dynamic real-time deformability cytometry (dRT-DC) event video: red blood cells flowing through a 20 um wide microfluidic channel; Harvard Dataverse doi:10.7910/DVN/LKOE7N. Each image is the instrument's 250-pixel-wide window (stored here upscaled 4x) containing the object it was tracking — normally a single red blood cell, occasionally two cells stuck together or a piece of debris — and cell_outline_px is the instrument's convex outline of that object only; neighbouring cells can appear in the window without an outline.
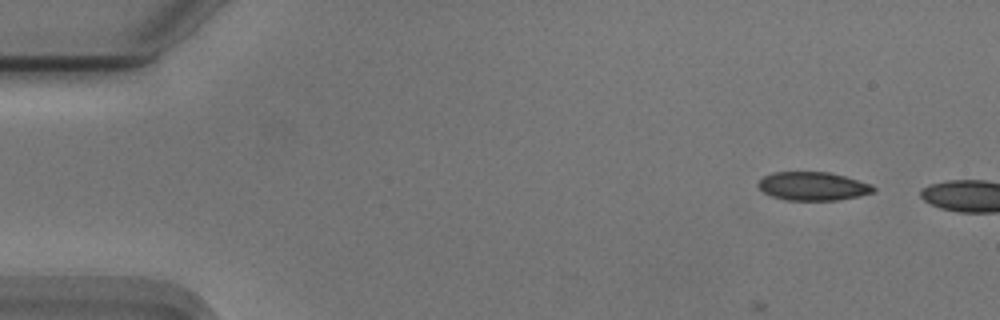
{"species": "Egyptian fruit bat (a non-hibernating species)", "species_latin": "Rousettus aegyptiacus", "temperature_condition": "cold", "stored_images_in_passage": 5, "camera_frame_rate_fps": 3000, "um_per_image_px": 0.085, "animal": {"sex": "male"}, "frame": {"image": 1, "passage_image": 1, "time_ms": 0.0, "image_size_px": [1000, 320], "cell_outline_px": [[876, 192], [860, 196], [836, 200], [788, 200], [772, 196], [764, 192], [756, 184], [764, 176], [772, 172], [828, 172], [844, 176], [872, 184], [876, 188]], "centroid_in_image_um": [69.13, 15.82], "position_along_channel_um": 15.9, "area_um2": 19.13}}